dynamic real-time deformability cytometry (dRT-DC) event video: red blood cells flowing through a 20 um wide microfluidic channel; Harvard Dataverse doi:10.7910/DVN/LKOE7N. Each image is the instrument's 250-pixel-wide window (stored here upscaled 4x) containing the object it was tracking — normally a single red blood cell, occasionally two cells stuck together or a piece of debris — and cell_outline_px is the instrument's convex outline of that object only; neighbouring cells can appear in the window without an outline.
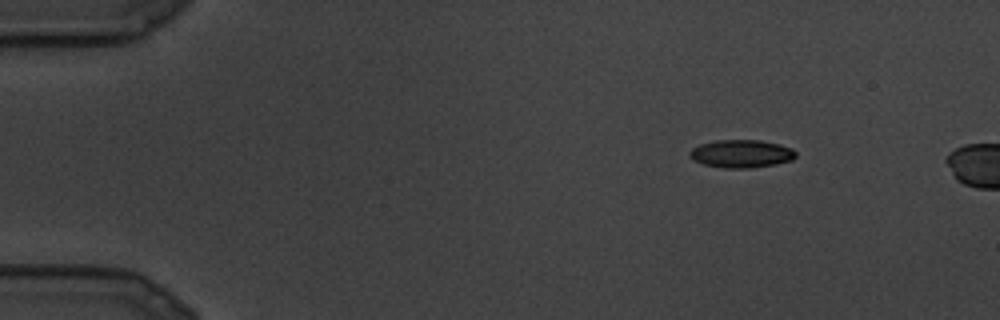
{"species": "common noctule bat (a hibernating species)", "species_latin": "Nyctalus noctula", "temperature_condition": "cold", "stored_images_in_passage": 3, "camera_frame_rate_fps": 3000, "um_per_image_px": 0.085, "animal": {"sex": "male", "body_mass_g": 19.5, "forearm_length_mm": 54.6}, "frame": {"image": 1, "passage_image": 1, "time_ms": 0.0, "image_size_px": [1000, 320], "cell_outline_px": [[796, 156], [792, 160], [776, 164], [748, 168], [724, 168], [704, 164], [692, 160], [688, 156], [688, 152], [692, 148], [700, 144], [716, 140], [760, 140], [780, 144], [792, 148], [796, 152]], "centroid_in_image_um": [63.0, 13.06], "position_along_channel_um": 22.0, "area_um2": 17.4}}